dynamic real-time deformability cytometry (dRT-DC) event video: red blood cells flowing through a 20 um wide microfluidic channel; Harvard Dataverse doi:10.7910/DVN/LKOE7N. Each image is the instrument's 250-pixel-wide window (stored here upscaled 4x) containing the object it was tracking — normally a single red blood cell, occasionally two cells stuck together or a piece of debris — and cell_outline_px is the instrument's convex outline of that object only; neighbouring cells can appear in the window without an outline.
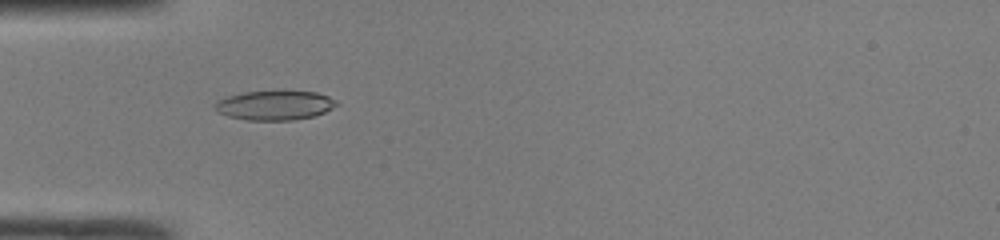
{"species": "common noctule bat (a hibernating species)", "species_latin": "Nyctalus noctula", "temperature_condition": "room temperature", "stored_images_in_passage": 38, "camera_frame_rate_fps": 3000, "um_per_image_px": 0.085, "animal": {"sex": "male", "body_mass_g": 19.0, "forearm_length_mm": 50.8}, "frame": {"image": 1, "passage_image": 5, "time_ms": 1.333, "image_size_px": [1000, 240], "cell_outline_px": [[340, 104], [324, 112], [312, 116], [292, 120], [248, 120], [228, 116], [216, 112], [216, 104], [220, 100], [228, 96], [244, 92], [284, 88], [316, 92], [328, 96], [336, 100]], "centroid_in_image_um": [23.4, 8.9], "position_along_channel_um": 61.6, "area_um2": 21.44}}
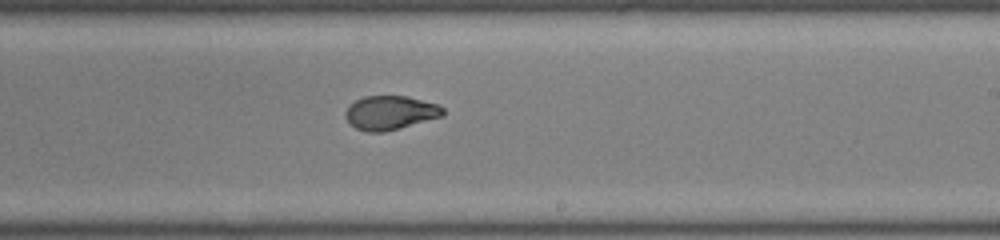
{"frame": {"image": 2, "passage_image": 19, "time_ms": 6.0, "image_size_px": [1000, 240], "cell_outline_px": [[444, 116], [384, 132], [364, 132], [356, 128], [344, 116], [344, 112], [356, 100], [364, 96], [408, 96], [440, 104], [444, 108]], "centroid_in_image_um": [33.21, 9.58], "position_along_channel_um": 255.8, "area_um2": 19.36}}
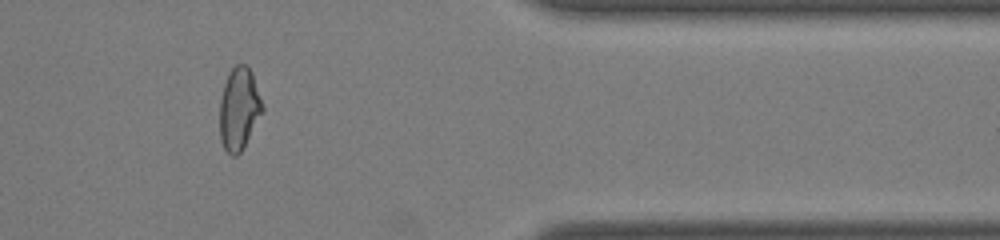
{"frame": {"image": 3, "passage_image": 30, "time_ms": 9.667, "image_size_px": [1000, 240], "cell_outline_px": [[264, 112], [240, 152], [236, 156], [232, 156], [224, 148], [220, 140], [220, 100], [224, 84], [228, 72], [236, 64], [248, 64], [252, 72], [264, 108]], "centroid_in_image_um": [20.33, 9.22], "position_along_channel_um": 391.1, "area_um2": 20.63}, "authors_computed_cell_mechanics": {"area_um2": 19.9699, "velocity_mm_per_s": 4.2235, "shape_relaxation_time_tau1_ms": null, "shape_relaxation_time_tau2_ms": 1.1753, "deformation_change_tau1": null, "deformation_change_tau2": 0.0589}}